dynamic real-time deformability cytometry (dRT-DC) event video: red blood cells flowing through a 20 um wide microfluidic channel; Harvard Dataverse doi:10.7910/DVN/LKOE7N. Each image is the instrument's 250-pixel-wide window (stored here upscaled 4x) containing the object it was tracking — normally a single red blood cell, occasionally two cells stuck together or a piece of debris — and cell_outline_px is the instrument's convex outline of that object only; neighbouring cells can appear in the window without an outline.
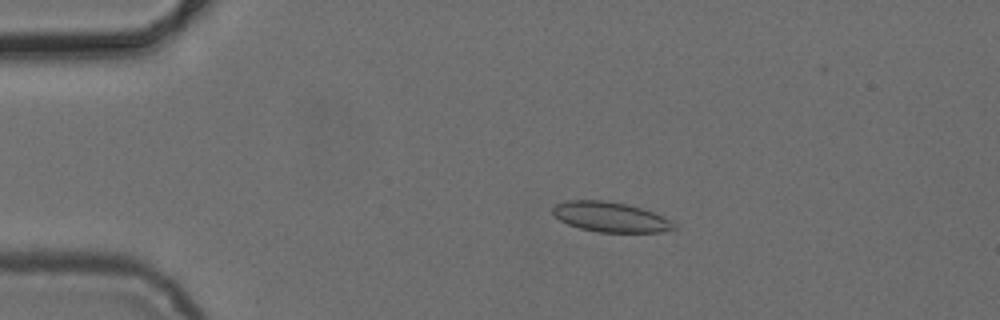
{"species": "common noctule bat (a hibernating species)", "species_latin": "Nyctalus noctula", "temperature_condition": "cold", "stored_images_in_passage": 3, "camera_frame_rate_fps": 3000, "um_per_image_px": 0.085, "animal": {"sex": "female", "body_mass_g": 24.6, "forearm_length_mm": 56.2}, "frame": {"image": 1, "passage_image": 2, "time_ms": 0.667, "image_size_px": [1000, 320], "cell_outline_px": [[676, 228], [664, 232], [600, 232], [580, 228], [568, 224], [560, 220], [552, 212], [552, 208], [556, 204], [564, 200], [604, 200], [628, 204], [652, 212], [676, 224]], "centroid_in_image_um": [51.86, 18.44], "position_along_channel_um": 33.1, "area_um2": 21.04}}